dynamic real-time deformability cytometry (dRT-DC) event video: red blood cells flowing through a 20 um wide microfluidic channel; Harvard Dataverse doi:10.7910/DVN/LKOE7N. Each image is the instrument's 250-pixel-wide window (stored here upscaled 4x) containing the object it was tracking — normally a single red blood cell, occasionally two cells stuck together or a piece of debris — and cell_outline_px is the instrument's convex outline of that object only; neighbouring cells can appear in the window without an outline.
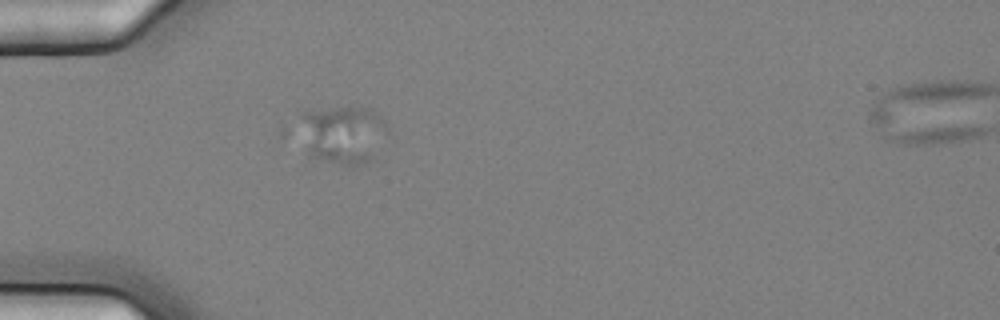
{"species": "common noctule bat (a hibernating species)", "species_latin": "Nyctalus noctula", "temperature_condition": "cold", "stored_images_in_passage": 6, "camera_frame_rate_fps": 3000, "um_per_image_px": 0.085, "animal": {"sex": "female", "body_mass_g": 25.1}, "frame": {"image": 1, "passage_image": 6, "time_ms": 1.667, "image_size_px": [1000, 320], "cell_outline_px": [[384, 124], [372, 160], [360, 164], [344, 164], [312, 156], [308, 152], [300, 116], [300, 112], [336, 108], [372, 108], [380, 116]], "centroid_in_image_um": [29.11, 11.39], "position_along_channel_um": 55.9, "area_um2": 27.86}}